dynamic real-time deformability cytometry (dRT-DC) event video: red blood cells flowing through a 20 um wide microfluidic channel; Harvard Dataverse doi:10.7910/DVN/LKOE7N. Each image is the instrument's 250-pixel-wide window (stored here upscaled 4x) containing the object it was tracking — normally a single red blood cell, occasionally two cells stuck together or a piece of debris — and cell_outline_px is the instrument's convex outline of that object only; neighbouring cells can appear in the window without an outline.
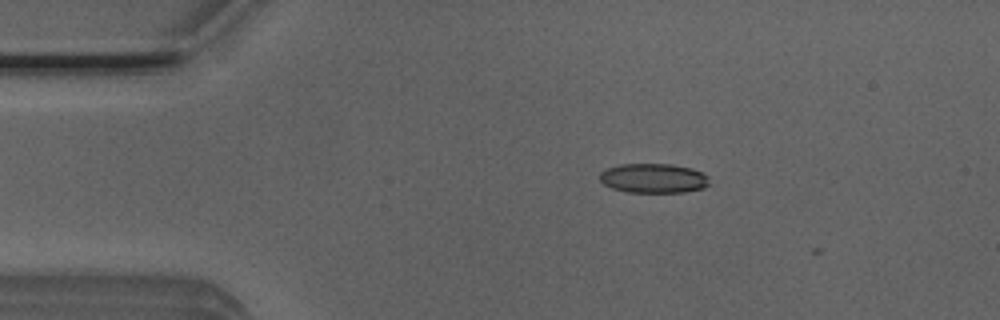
{"species": "Egyptian fruit bat (a non-hibernating species)", "species_latin": "Rousettus aegyptiacus", "temperature_condition": "room temperature", "stored_images_in_passage": 3, "camera_frame_rate_fps": 3000, "um_per_image_px": 0.085, "animal": {"sex": "male"}, "frame": {"image": 1, "passage_image": 2, "time_ms": 0.333, "image_size_px": [1000, 320], "cell_outline_px": [[708, 184], [704, 188], [684, 192], [628, 192], [612, 188], [604, 184], [600, 180], [600, 172], [608, 168], [620, 164], [672, 164], [692, 168], [708, 176]], "centroid_in_image_um": [55.54, 15.15], "position_along_channel_um": 29.5, "area_um2": 18.79}}